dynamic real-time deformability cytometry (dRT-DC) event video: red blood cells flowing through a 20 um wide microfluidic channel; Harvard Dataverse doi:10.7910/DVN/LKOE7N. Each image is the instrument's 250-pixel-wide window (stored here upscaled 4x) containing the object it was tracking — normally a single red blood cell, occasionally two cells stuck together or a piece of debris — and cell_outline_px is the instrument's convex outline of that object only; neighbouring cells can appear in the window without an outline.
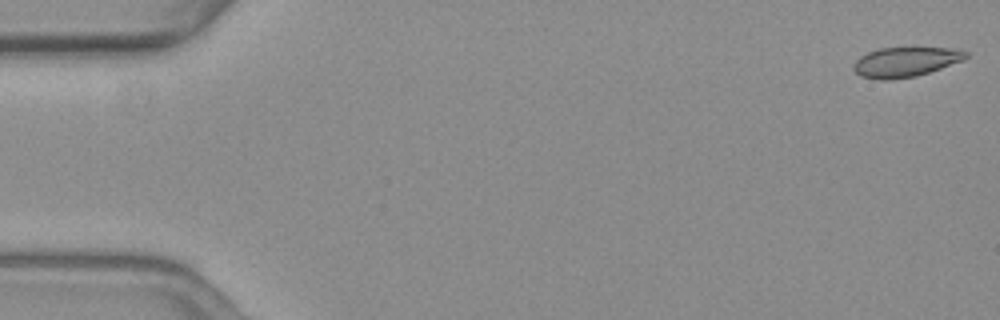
{"species": "common noctule bat (a hibernating species)", "species_latin": "Nyctalus noctula", "temperature_condition": "warm", "stored_images_in_passage": 55, "camera_frame_rate_fps": 3000, "um_per_image_px": 0.085, "animal": {"sex": "female", "body_mass_g": 19.3, "forearm_length_mm": 54.1}, "frame": {"image": 1, "passage_image": 1, "time_ms": 0.0, "image_size_px": [1000, 320], "cell_outline_px": [[968, 56], [964, 60], [916, 76], [888, 80], [880, 80], [860, 76], [852, 68], [852, 64], [860, 56], [868, 52], [880, 48], [952, 48], [968, 52]], "centroid_in_image_um": [76.93, 5.27], "position_along_channel_um": 8.1, "area_um2": 19.42}}
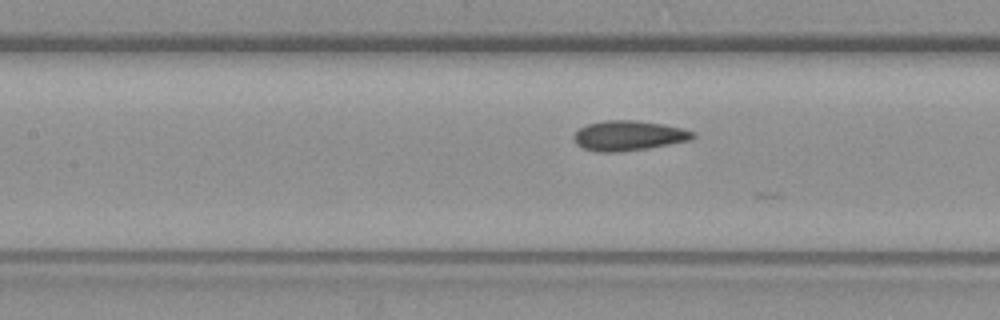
{"frame": {"image": 2, "passage_image": 25, "time_ms": 8.0, "image_size_px": [1000, 320], "cell_outline_px": [[696, 136], [692, 140], [648, 148], [616, 152], [596, 152], [584, 148], [576, 144], [572, 136], [580, 128], [588, 124], [604, 120], [636, 120], [664, 124], [696, 132]], "centroid_in_image_um": [53.44, 11.53], "position_along_channel_um": 154.0, "area_um2": 20.87}}
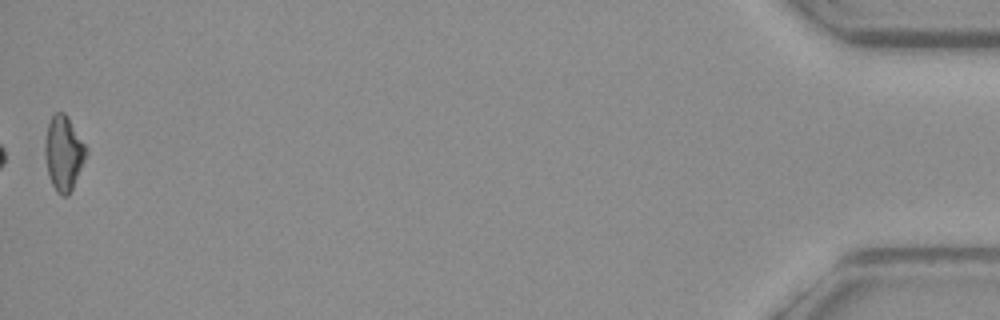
{"frame": {"image": 3, "passage_image": 55, "time_ms": 18.0, "image_size_px": [1000, 320], "cell_outline_px": [[88, 152], [72, 188], [68, 196], [60, 196], [56, 192], [52, 184], [48, 172], [44, 156], [44, 140], [48, 124], [52, 116], [56, 112], [64, 112], [68, 116], [84, 144]], "centroid_in_image_um": [5.38, 13.01], "position_along_channel_um": 429.8, "area_um2": 17.8}, "authors_computed_cell_mechanics": {"area_um2": 19.7676, "velocity_mm_per_s": 3.6494, "shape_relaxation_time_tau1_ms": 4.9941, "shape_relaxation_time_tau2_ms": 1.6937, "deformation_change_tau1": 0.1164, "deformation_change_tau2": 0.066}}